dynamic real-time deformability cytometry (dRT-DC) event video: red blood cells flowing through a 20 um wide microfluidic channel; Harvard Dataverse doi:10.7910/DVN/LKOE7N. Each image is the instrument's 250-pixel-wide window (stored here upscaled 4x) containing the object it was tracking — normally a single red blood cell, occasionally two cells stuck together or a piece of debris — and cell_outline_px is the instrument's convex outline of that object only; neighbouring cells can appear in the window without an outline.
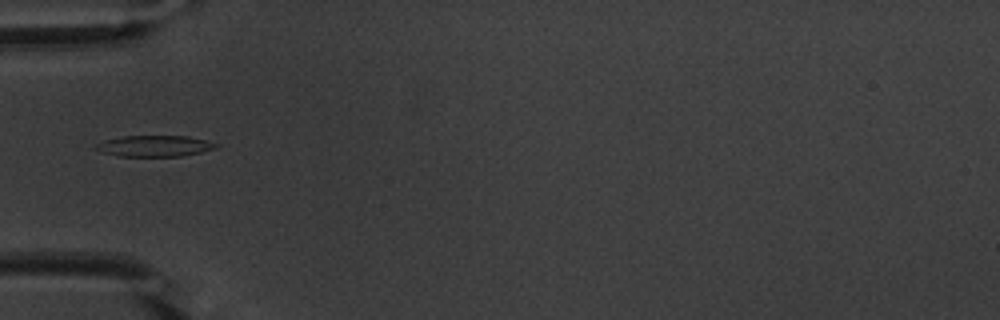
{"species": "common noctule bat (a hibernating species)", "species_latin": "Nyctalus noctula", "temperature_condition": "warm", "stored_images_in_passage": 36, "camera_frame_rate_fps": 3000, "um_per_image_px": 0.085, "animal": {"sex": "male", "body_mass_g": 20.1, "forearm_length_mm": 53.5}, "frame": {"image": 1, "passage_image": 1, "time_ms": 0.0, "image_size_px": [1000, 320], "cell_outline_px": [[220, 144], [216, 148], [200, 152], [180, 156], [116, 156], [100, 152], [92, 148], [96, 144], [104, 140], [124, 136], [188, 136]], "centroid_in_image_um": [13.08, 12.41], "position_along_channel_um": 71.9, "area_um2": 14.8}}
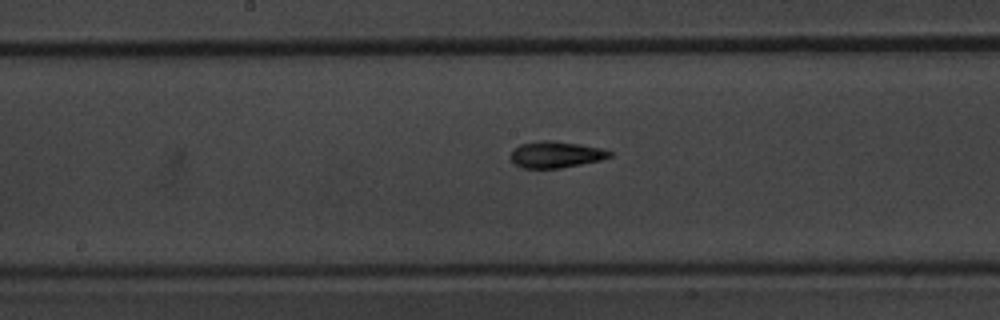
{"frame": {"image": 2, "passage_image": 11, "time_ms": 3.333, "image_size_px": [1000, 320], "cell_outline_px": [[612, 156], [600, 160], [560, 168], [524, 168], [512, 164], [508, 156], [520, 144], [540, 140], [552, 140], [580, 144], [604, 148], [612, 152]], "centroid_in_image_um": [47.22, 13.13], "position_along_channel_um": 201.0, "area_um2": 15.43}}
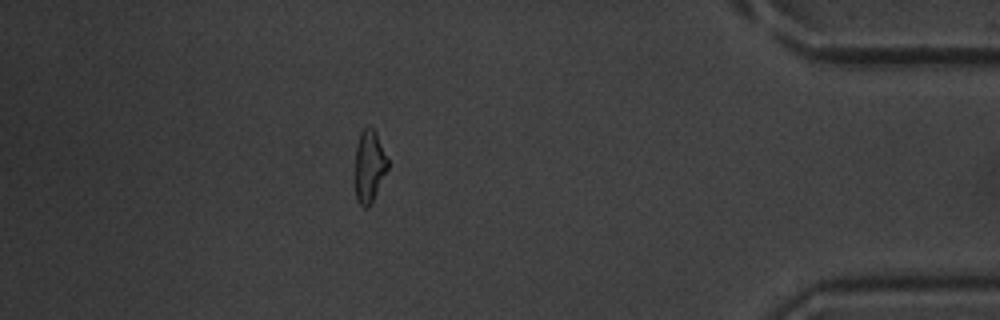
{"frame": {"image": 3, "passage_image": 30, "time_ms": 9.667, "image_size_px": [1000, 320], "cell_outline_px": [[388, 168], [372, 204], [368, 208], [364, 208], [356, 200], [352, 180], [356, 144], [360, 132], [368, 124], [376, 132], [388, 160]], "centroid_in_image_um": [31.33, 14.18], "position_along_channel_um": 403.9, "area_um2": 14.62}, "authors_computed_cell_mechanics": {"area_um2": 14.5656, "velocity_mm_per_s": 3.8378, "shape_relaxation_time_tau1_ms": 4.5104, "shape_relaxation_time_tau2_ms": 2.7947, "deformation_change_tau1": 0.1888, "deformation_change_tau2": 0.1026}}